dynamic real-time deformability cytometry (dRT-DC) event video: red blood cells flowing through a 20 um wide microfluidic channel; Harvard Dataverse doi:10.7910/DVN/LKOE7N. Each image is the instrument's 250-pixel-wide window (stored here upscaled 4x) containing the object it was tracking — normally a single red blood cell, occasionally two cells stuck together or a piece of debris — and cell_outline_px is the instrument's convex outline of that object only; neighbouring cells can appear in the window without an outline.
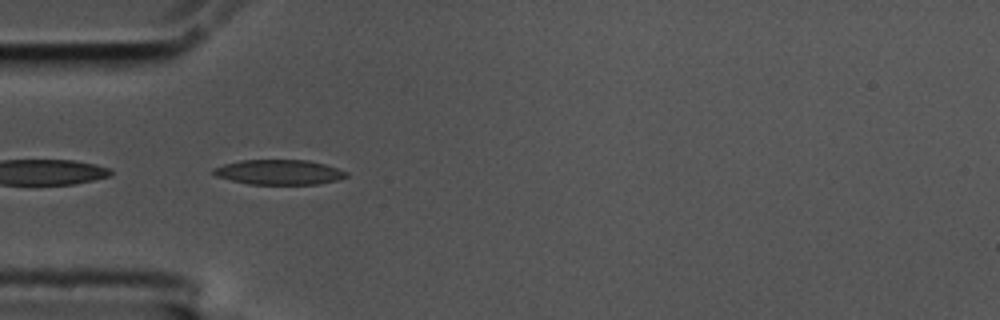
{"species": "common noctule bat (a hibernating species)", "species_latin": "Nyctalus noctula", "temperature_condition": "cold", "stored_images_in_passage": 3, "camera_frame_rate_fps": 3000, "um_per_image_px": 0.085, "animal": {"sex": "male", "body_mass_g": 17.5, "forearm_length_mm": 52.3}, "frame": {"image": 1, "passage_image": 1, "time_ms": 0.0, "image_size_px": [1000, 320], "cell_outline_px": [[348, 176], [336, 180], [316, 184], [248, 184], [216, 176], [212, 172], [212, 168], [224, 164], [240, 160], [308, 160], [324, 164], [348, 172]], "centroid_in_image_um": [23.7, 14.63], "position_along_channel_um": 61.3, "area_um2": 19.19}}